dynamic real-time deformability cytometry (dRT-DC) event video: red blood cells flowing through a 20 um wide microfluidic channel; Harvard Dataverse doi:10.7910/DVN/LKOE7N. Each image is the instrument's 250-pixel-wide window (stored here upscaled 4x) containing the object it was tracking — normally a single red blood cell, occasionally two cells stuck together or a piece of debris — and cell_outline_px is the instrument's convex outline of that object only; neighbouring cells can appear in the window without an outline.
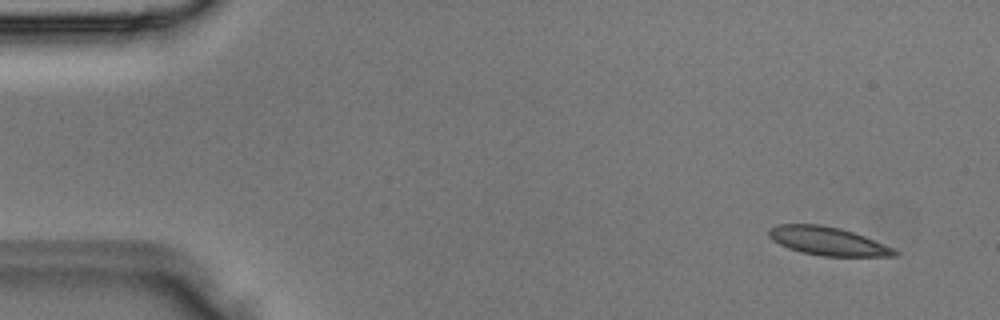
{"species": "Egyptian fruit bat (a non-hibernating species)", "species_latin": "Rousettus aegyptiacus", "temperature_condition": "room temperature", "stored_images_in_passage": 4, "camera_frame_rate_fps": 3000, "um_per_image_px": 0.085, "animal": {"sex": "male"}, "frame": {"image": 1, "passage_image": 1, "time_ms": 0.0, "image_size_px": [1000, 320], "cell_outline_px": [[900, 256], [820, 256], [800, 252], [788, 248], [772, 240], [768, 236], [768, 228], [776, 224], [820, 224], [840, 228], [864, 236], [892, 248], [900, 252]], "centroid_in_image_um": [70.32, 20.49], "position_along_channel_um": 14.7, "area_um2": 20.87}}